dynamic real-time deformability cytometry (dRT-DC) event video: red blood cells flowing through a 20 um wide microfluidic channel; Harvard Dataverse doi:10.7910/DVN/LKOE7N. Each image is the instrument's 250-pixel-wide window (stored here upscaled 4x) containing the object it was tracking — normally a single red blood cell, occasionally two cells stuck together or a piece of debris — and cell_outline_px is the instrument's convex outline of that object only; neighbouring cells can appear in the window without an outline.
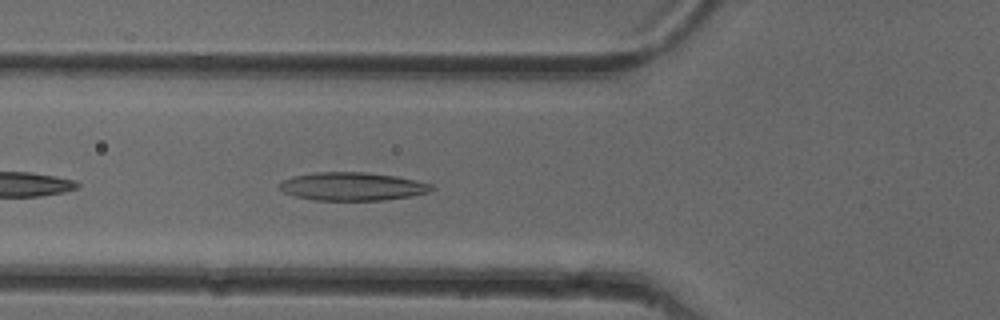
{"species": "common noctule bat (a hibernating species)", "species_latin": "Nyctalus noctula", "temperature_condition": "cold", "stored_images_in_passage": 13, "camera_frame_rate_fps": 3000, "um_per_image_px": 0.085, "animal": {"sex": "female"}, "frame": {"image": 1, "passage_image": 4, "time_ms": 1.0, "image_size_px": [1000, 320], "cell_outline_px": [[436, 188], [428, 192], [412, 196], [384, 200], [316, 200], [296, 196], [284, 192], [276, 188], [276, 184], [292, 176], [316, 172], [364, 172], [396, 176], [416, 180], [432, 184]], "centroid_in_image_um": [29.94, 15.84], "position_along_channel_um": 95.9, "area_um2": 25.14}}
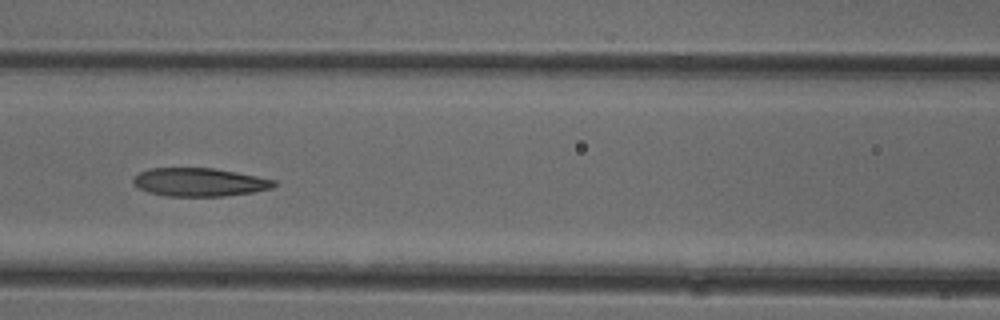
{"frame": {"image": 2, "passage_image": 8, "time_ms": 2.333, "image_size_px": [1000, 320], "cell_outline_px": [[276, 184], [272, 188], [252, 192], [224, 196], [168, 196], [148, 192], [140, 188], [132, 180], [140, 172], [148, 168], [212, 168], [236, 172], [276, 180]], "centroid_in_image_um": [16.96, 15.48], "position_along_channel_um": 149.6, "area_um2": 23.0}}
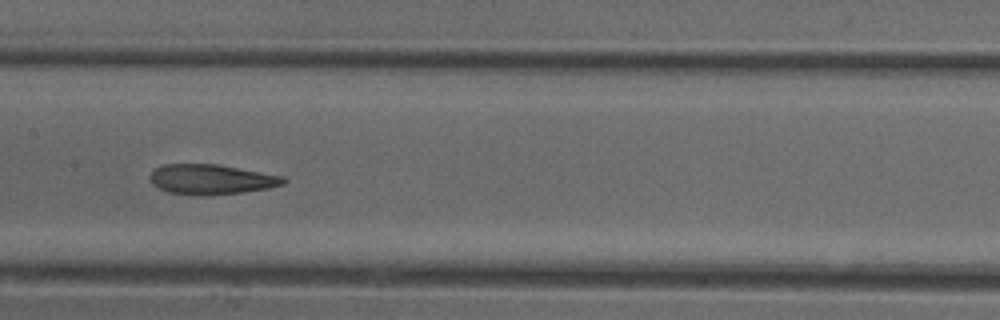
{"frame": {"image": 3, "passage_image": 11, "time_ms": 3.333, "image_size_px": [1000, 320], "cell_outline_px": [[288, 180], [284, 184], [268, 188], [240, 192], [200, 196], [168, 192], [152, 184], [148, 180], [148, 176], [160, 164], [216, 164], [284, 176]], "centroid_in_image_um": [17.93, 15.24], "position_along_channel_um": 189.5, "area_um2": 23.35}}